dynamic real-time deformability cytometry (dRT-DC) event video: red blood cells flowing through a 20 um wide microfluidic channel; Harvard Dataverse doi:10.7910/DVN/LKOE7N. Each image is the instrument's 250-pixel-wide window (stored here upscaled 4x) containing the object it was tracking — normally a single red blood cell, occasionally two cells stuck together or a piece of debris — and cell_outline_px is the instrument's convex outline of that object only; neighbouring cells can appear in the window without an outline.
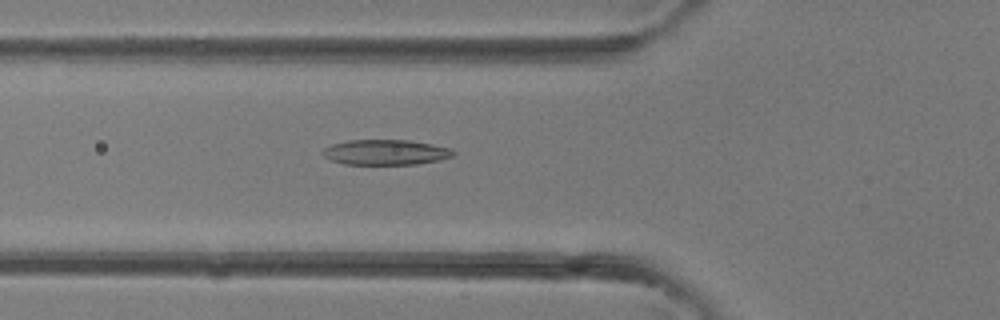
{"species": "common noctule bat (a hibernating species)", "species_latin": "Nyctalus noctula", "temperature_condition": "room temperature", "stored_images_in_passage": 35, "camera_frame_rate_fps": 3000, "um_per_image_px": 0.085, "animal": {"sex": "female"}, "frame": {"image": 1, "passage_image": 10, "time_ms": 3.0, "image_size_px": [1000, 320], "cell_outline_px": [[456, 152], [452, 156], [440, 160], [416, 164], [344, 164], [328, 160], [320, 152], [324, 148], [332, 144], [348, 140], [408, 140], [432, 144], [452, 148]], "centroid_in_image_um": [32.76, 12.94], "position_along_channel_um": 93.0, "area_um2": 19.36}}
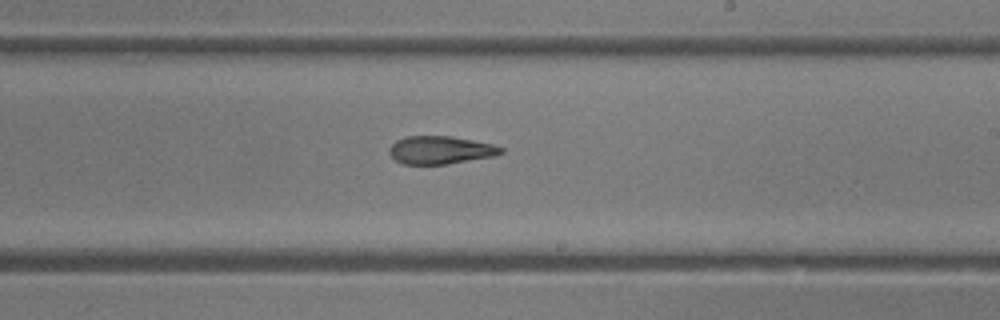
{"frame": {"image": 2, "passage_image": 19, "time_ms": 6.0, "image_size_px": [1000, 320], "cell_outline_px": [[504, 152], [492, 156], [448, 164], [404, 164], [396, 160], [388, 152], [388, 148], [396, 140], [408, 136], [452, 136], [492, 144], [504, 148]], "centroid_in_image_um": [37.42, 12.75], "position_along_channel_um": 251.6, "area_um2": 18.09}}
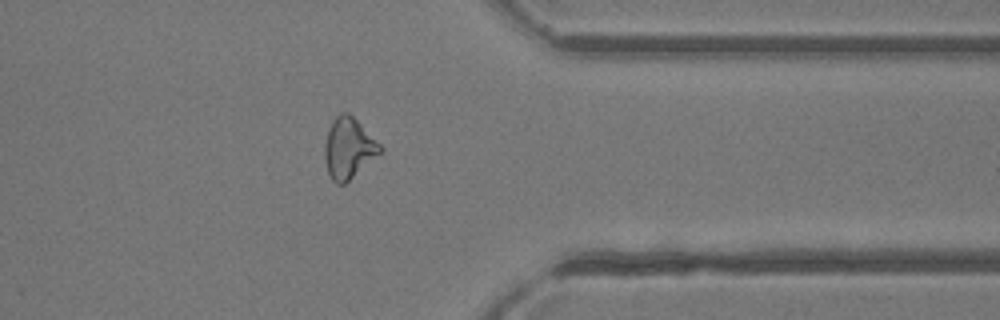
{"frame": {"image": 3, "passage_image": 27, "time_ms": 8.667, "image_size_px": [1000, 320], "cell_outline_px": [[384, 152], [344, 184], [336, 184], [332, 180], [328, 172], [324, 160], [324, 144], [328, 128], [332, 120], [340, 112], [348, 112], [384, 148]], "centroid_in_image_um": [29.63, 12.61], "position_along_channel_um": 381.8, "area_um2": 19.83}}